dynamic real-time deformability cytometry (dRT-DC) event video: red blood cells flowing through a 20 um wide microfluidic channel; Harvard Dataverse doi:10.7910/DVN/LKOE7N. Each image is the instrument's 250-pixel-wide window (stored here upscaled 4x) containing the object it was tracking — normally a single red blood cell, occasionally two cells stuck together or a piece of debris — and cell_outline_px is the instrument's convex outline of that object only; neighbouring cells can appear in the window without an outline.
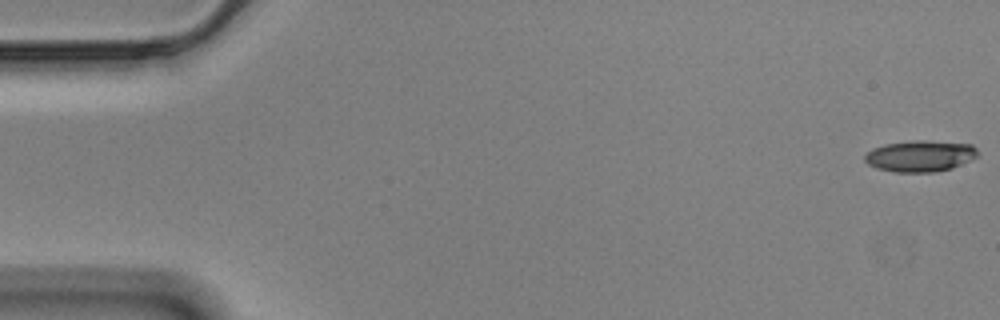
{"species": "Egyptian fruit bat (a non-hibernating species)", "species_latin": "Rousettus aegyptiacus", "temperature_condition": "cold", "stored_images_in_passage": 57, "camera_frame_rate_fps": 3000, "um_per_image_px": 0.085, "animal": {"sex": "male"}, "frame": {"image": 1, "passage_image": 1, "time_ms": 0.0, "image_size_px": [1000, 320], "cell_outline_px": [[980, 152], [976, 156], [952, 168], [932, 172], [896, 172], [876, 168], [868, 164], [864, 160], [864, 156], [872, 148], [884, 144], [912, 140], [928, 140], [972, 144]], "centroid_in_image_um": [78.19, 13.25], "position_along_channel_um": 6.8, "area_um2": 20.63}}
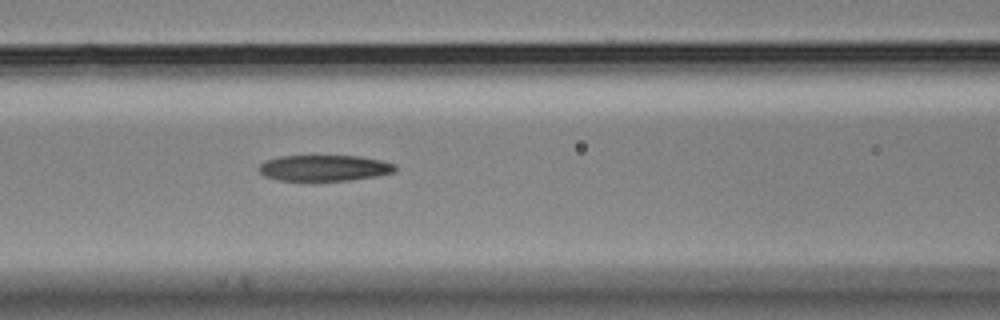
{"frame": {"image": 2, "passage_image": 24, "time_ms": 7.667, "image_size_px": [1000, 320], "cell_outline_px": [[396, 168], [392, 172], [376, 176], [348, 180], [276, 180], [264, 176], [260, 172], [260, 164], [264, 160], [280, 156], [360, 156], [380, 160], [396, 164]], "centroid_in_image_um": [27.54, 14.27], "position_along_channel_um": 139.1, "area_um2": 20.46}}
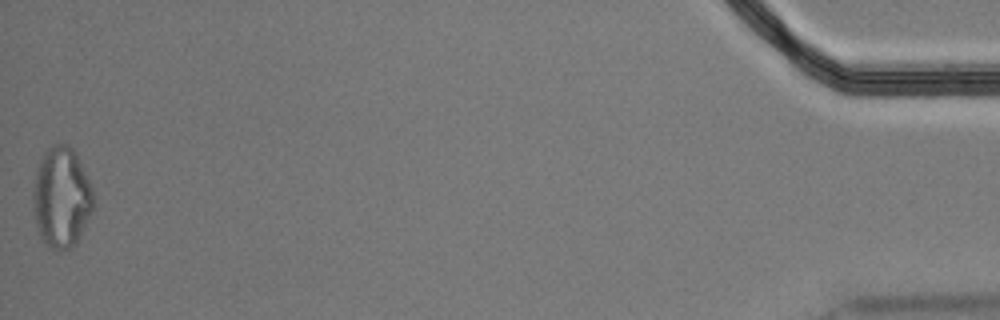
{"frame": {"image": 3, "passage_image": 57, "time_ms": 18.667, "image_size_px": [1000, 320], "cell_outline_px": [[92, 212], [76, 244], [68, 248], [52, 248], [44, 244], [40, 236], [36, 224], [32, 196], [32, 192], [36, 172], [40, 160], [44, 152], [52, 144], [64, 144], [72, 148], [88, 176], [92, 188]], "centroid_in_image_um": [5.21, 16.77], "position_along_channel_um": 430.0, "area_um2": 35.08}, "authors_computed_cell_mechanics": {"area_um2": 21.8484, "velocity_mm_per_s": 3.5206, "shape_relaxation_time_tau1_ms": null, "shape_relaxation_time_tau2_ms": 8.4363, "deformation_change_tau1": null, "deformation_change_tau2": 0.2136}}